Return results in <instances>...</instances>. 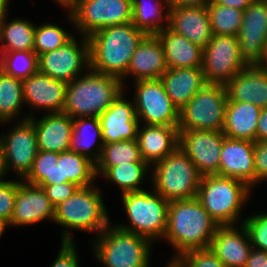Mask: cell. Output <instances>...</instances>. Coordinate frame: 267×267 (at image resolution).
I'll return each instance as SVG.
<instances>
[{"label": "cell", "instance_id": "obj_49", "mask_svg": "<svg viewBox=\"0 0 267 267\" xmlns=\"http://www.w3.org/2000/svg\"><path fill=\"white\" fill-rule=\"evenodd\" d=\"M214 0H168L169 8H177L183 6H201L207 7Z\"/></svg>", "mask_w": 267, "mask_h": 267}, {"label": "cell", "instance_id": "obj_55", "mask_svg": "<svg viewBox=\"0 0 267 267\" xmlns=\"http://www.w3.org/2000/svg\"><path fill=\"white\" fill-rule=\"evenodd\" d=\"M8 0H0V18L6 14Z\"/></svg>", "mask_w": 267, "mask_h": 267}, {"label": "cell", "instance_id": "obj_1", "mask_svg": "<svg viewBox=\"0 0 267 267\" xmlns=\"http://www.w3.org/2000/svg\"><path fill=\"white\" fill-rule=\"evenodd\" d=\"M145 36L132 22L97 30L88 37L89 68L100 74L117 77L122 82L133 53Z\"/></svg>", "mask_w": 267, "mask_h": 267}, {"label": "cell", "instance_id": "obj_38", "mask_svg": "<svg viewBox=\"0 0 267 267\" xmlns=\"http://www.w3.org/2000/svg\"><path fill=\"white\" fill-rule=\"evenodd\" d=\"M148 162H134L124 165L110 167L103 175L113 183L119 185L123 191L127 192L142 191L138 186L142 182L145 172L148 169Z\"/></svg>", "mask_w": 267, "mask_h": 267}, {"label": "cell", "instance_id": "obj_12", "mask_svg": "<svg viewBox=\"0 0 267 267\" xmlns=\"http://www.w3.org/2000/svg\"><path fill=\"white\" fill-rule=\"evenodd\" d=\"M135 108L138 120L147 125L178 126L179 111L165 92L162 81H136Z\"/></svg>", "mask_w": 267, "mask_h": 267}, {"label": "cell", "instance_id": "obj_24", "mask_svg": "<svg viewBox=\"0 0 267 267\" xmlns=\"http://www.w3.org/2000/svg\"><path fill=\"white\" fill-rule=\"evenodd\" d=\"M228 101L249 102L267 108V74L258 66H247L225 84Z\"/></svg>", "mask_w": 267, "mask_h": 267}, {"label": "cell", "instance_id": "obj_7", "mask_svg": "<svg viewBox=\"0 0 267 267\" xmlns=\"http://www.w3.org/2000/svg\"><path fill=\"white\" fill-rule=\"evenodd\" d=\"M93 187V184L79 187L56 206L54 222L71 229L101 233L109 225V219L100 191Z\"/></svg>", "mask_w": 267, "mask_h": 267}, {"label": "cell", "instance_id": "obj_6", "mask_svg": "<svg viewBox=\"0 0 267 267\" xmlns=\"http://www.w3.org/2000/svg\"><path fill=\"white\" fill-rule=\"evenodd\" d=\"M109 226L100 233V238L95 243L96 258L106 267H149L151 240Z\"/></svg>", "mask_w": 267, "mask_h": 267}, {"label": "cell", "instance_id": "obj_37", "mask_svg": "<svg viewBox=\"0 0 267 267\" xmlns=\"http://www.w3.org/2000/svg\"><path fill=\"white\" fill-rule=\"evenodd\" d=\"M0 70L24 80L38 71V56L32 51H11L0 58Z\"/></svg>", "mask_w": 267, "mask_h": 267}, {"label": "cell", "instance_id": "obj_15", "mask_svg": "<svg viewBox=\"0 0 267 267\" xmlns=\"http://www.w3.org/2000/svg\"><path fill=\"white\" fill-rule=\"evenodd\" d=\"M225 137L222 131L179 130L178 147L193 161L202 176L218 175Z\"/></svg>", "mask_w": 267, "mask_h": 267}, {"label": "cell", "instance_id": "obj_31", "mask_svg": "<svg viewBox=\"0 0 267 267\" xmlns=\"http://www.w3.org/2000/svg\"><path fill=\"white\" fill-rule=\"evenodd\" d=\"M88 118V119H87ZM93 132L91 133L89 130ZM89 129V130H88ZM93 134L91 137L89 134ZM90 136V137H89ZM96 137L97 139L99 138L101 143L99 144L100 151L99 153L95 154L93 151V158H91V154L88 152L91 151L92 145L96 142ZM95 138V139H94ZM102 134H101V124L99 121L98 117H82V118H74L73 119V131H72V136H71V141H70V147L69 150L78 154H81L82 156L90 159L94 164L98 162L100 159L101 153H102Z\"/></svg>", "mask_w": 267, "mask_h": 267}, {"label": "cell", "instance_id": "obj_27", "mask_svg": "<svg viewBox=\"0 0 267 267\" xmlns=\"http://www.w3.org/2000/svg\"><path fill=\"white\" fill-rule=\"evenodd\" d=\"M137 141L143 160L156 163L179 146L178 126L146 124L143 129H138Z\"/></svg>", "mask_w": 267, "mask_h": 267}, {"label": "cell", "instance_id": "obj_36", "mask_svg": "<svg viewBox=\"0 0 267 267\" xmlns=\"http://www.w3.org/2000/svg\"><path fill=\"white\" fill-rule=\"evenodd\" d=\"M213 35L237 36L243 20V11L225 7L212 1L207 5Z\"/></svg>", "mask_w": 267, "mask_h": 267}, {"label": "cell", "instance_id": "obj_25", "mask_svg": "<svg viewBox=\"0 0 267 267\" xmlns=\"http://www.w3.org/2000/svg\"><path fill=\"white\" fill-rule=\"evenodd\" d=\"M37 137V147L40 151H69L73 131V119L66 113H49L35 121L30 115Z\"/></svg>", "mask_w": 267, "mask_h": 267}, {"label": "cell", "instance_id": "obj_30", "mask_svg": "<svg viewBox=\"0 0 267 267\" xmlns=\"http://www.w3.org/2000/svg\"><path fill=\"white\" fill-rule=\"evenodd\" d=\"M7 14L0 18V42H2V53L11 51L34 52V34L36 25L23 19H14L6 24ZM6 24V25H5ZM6 43V44H4Z\"/></svg>", "mask_w": 267, "mask_h": 267}, {"label": "cell", "instance_id": "obj_16", "mask_svg": "<svg viewBox=\"0 0 267 267\" xmlns=\"http://www.w3.org/2000/svg\"><path fill=\"white\" fill-rule=\"evenodd\" d=\"M10 134L0 138L5 169L10 166L24 179L32 169L33 161L38 153L37 137L33 122L26 117L21 119Z\"/></svg>", "mask_w": 267, "mask_h": 267}, {"label": "cell", "instance_id": "obj_17", "mask_svg": "<svg viewBox=\"0 0 267 267\" xmlns=\"http://www.w3.org/2000/svg\"><path fill=\"white\" fill-rule=\"evenodd\" d=\"M123 98V91L98 118L101 124L102 144L136 140L139 120L135 104Z\"/></svg>", "mask_w": 267, "mask_h": 267}, {"label": "cell", "instance_id": "obj_54", "mask_svg": "<svg viewBox=\"0 0 267 267\" xmlns=\"http://www.w3.org/2000/svg\"><path fill=\"white\" fill-rule=\"evenodd\" d=\"M258 66L267 74V49L265 50L262 61L258 64Z\"/></svg>", "mask_w": 267, "mask_h": 267}, {"label": "cell", "instance_id": "obj_43", "mask_svg": "<svg viewBox=\"0 0 267 267\" xmlns=\"http://www.w3.org/2000/svg\"><path fill=\"white\" fill-rule=\"evenodd\" d=\"M19 187L17 181L0 182V219L7 224L10 223L14 211L16 192Z\"/></svg>", "mask_w": 267, "mask_h": 267}, {"label": "cell", "instance_id": "obj_5", "mask_svg": "<svg viewBox=\"0 0 267 267\" xmlns=\"http://www.w3.org/2000/svg\"><path fill=\"white\" fill-rule=\"evenodd\" d=\"M154 166L152 180L155 192L165 200L192 199L197 196L202 175L180 147L154 163Z\"/></svg>", "mask_w": 267, "mask_h": 267}, {"label": "cell", "instance_id": "obj_35", "mask_svg": "<svg viewBox=\"0 0 267 267\" xmlns=\"http://www.w3.org/2000/svg\"><path fill=\"white\" fill-rule=\"evenodd\" d=\"M22 80L0 70V121H9L23 103Z\"/></svg>", "mask_w": 267, "mask_h": 267}, {"label": "cell", "instance_id": "obj_47", "mask_svg": "<svg viewBox=\"0 0 267 267\" xmlns=\"http://www.w3.org/2000/svg\"><path fill=\"white\" fill-rule=\"evenodd\" d=\"M245 267H267V251L252 248Z\"/></svg>", "mask_w": 267, "mask_h": 267}, {"label": "cell", "instance_id": "obj_44", "mask_svg": "<svg viewBox=\"0 0 267 267\" xmlns=\"http://www.w3.org/2000/svg\"><path fill=\"white\" fill-rule=\"evenodd\" d=\"M75 250L69 232L65 231L61 250L51 267H78V258Z\"/></svg>", "mask_w": 267, "mask_h": 267}, {"label": "cell", "instance_id": "obj_28", "mask_svg": "<svg viewBox=\"0 0 267 267\" xmlns=\"http://www.w3.org/2000/svg\"><path fill=\"white\" fill-rule=\"evenodd\" d=\"M260 111V107L249 102L227 101L223 134L255 142Z\"/></svg>", "mask_w": 267, "mask_h": 267}, {"label": "cell", "instance_id": "obj_23", "mask_svg": "<svg viewBox=\"0 0 267 267\" xmlns=\"http://www.w3.org/2000/svg\"><path fill=\"white\" fill-rule=\"evenodd\" d=\"M163 45L157 35H146L135 49L127 73L136 80L159 79L167 71Z\"/></svg>", "mask_w": 267, "mask_h": 267}, {"label": "cell", "instance_id": "obj_10", "mask_svg": "<svg viewBox=\"0 0 267 267\" xmlns=\"http://www.w3.org/2000/svg\"><path fill=\"white\" fill-rule=\"evenodd\" d=\"M132 7V0H77L69 16L83 35L89 37L104 27L131 22Z\"/></svg>", "mask_w": 267, "mask_h": 267}, {"label": "cell", "instance_id": "obj_33", "mask_svg": "<svg viewBox=\"0 0 267 267\" xmlns=\"http://www.w3.org/2000/svg\"><path fill=\"white\" fill-rule=\"evenodd\" d=\"M62 183L73 182L79 187L91 186L96 177L95 164L81 154L66 151L60 153Z\"/></svg>", "mask_w": 267, "mask_h": 267}, {"label": "cell", "instance_id": "obj_20", "mask_svg": "<svg viewBox=\"0 0 267 267\" xmlns=\"http://www.w3.org/2000/svg\"><path fill=\"white\" fill-rule=\"evenodd\" d=\"M168 28L204 48L213 37L207 7L183 6L168 9Z\"/></svg>", "mask_w": 267, "mask_h": 267}, {"label": "cell", "instance_id": "obj_2", "mask_svg": "<svg viewBox=\"0 0 267 267\" xmlns=\"http://www.w3.org/2000/svg\"><path fill=\"white\" fill-rule=\"evenodd\" d=\"M218 226L196 197L169 201L164 237L178 251L172 261L188 251L208 249Z\"/></svg>", "mask_w": 267, "mask_h": 267}, {"label": "cell", "instance_id": "obj_14", "mask_svg": "<svg viewBox=\"0 0 267 267\" xmlns=\"http://www.w3.org/2000/svg\"><path fill=\"white\" fill-rule=\"evenodd\" d=\"M239 57L247 66L258 65L267 48V1L255 0L243 11L239 33Z\"/></svg>", "mask_w": 267, "mask_h": 267}, {"label": "cell", "instance_id": "obj_40", "mask_svg": "<svg viewBox=\"0 0 267 267\" xmlns=\"http://www.w3.org/2000/svg\"><path fill=\"white\" fill-rule=\"evenodd\" d=\"M59 160V153L52 151L38 150L32 165V169L24 178L27 183L45 187L51 185V172L57 161Z\"/></svg>", "mask_w": 267, "mask_h": 267}, {"label": "cell", "instance_id": "obj_51", "mask_svg": "<svg viewBox=\"0 0 267 267\" xmlns=\"http://www.w3.org/2000/svg\"><path fill=\"white\" fill-rule=\"evenodd\" d=\"M51 184H62V171L60 167V153L59 160L57 165L54 166L53 171L51 172Z\"/></svg>", "mask_w": 267, "mask_h": 267}, {"label": "cell", "instance_id": "obj_32", "mask_svg": "<svg viewBox=\"0 0 267 267\" xmlns=\"http://www.w3.org/2000/svg\"><path fill=\"white\" fill-rule=\"evenodd\" d=\"M134 162H146L142 158L137 139L103 144L100 159L95 164V173L104 174L110 167Z\"/></svg>", "mask_w": 267, "mask_h": 267}, {"label": "cell", "instance_id": "obj_48", "mask_svg": "<svg viewBox=\"0 0 267 267\" xmlns=\"http://www.w3.org/2000/svg\"><path fill=\"white\" fill-rule=\"evenodd\" d=\"M267 140V108H262L259 114L256 141Z\"/></svg>", "mask_w": 267, "mask_h": 267}, {"label": "cell", "instance_id": "obj_34", "mask_svg": "<svg viewBox=\"0 0 267 267\" xmlns=\"http://www.w3.org/2000/svg\"><path fill=\"white\" fill-rule=\"evenodd\" d=\"M167 3L168 0H163ZM159 2V3H158ZM161 0H157V4L146 5L144 0H132V24L139 30L143 31L146 35H157L161 30L168 27V11L166 19L167 26L160 25L159 20L162 17L163 6H161ZM157 21V22H156Z\"/></svg>", "mask_w": 267, "mask_h": 267}, {"label": "cell", "instance_id": "obj_22", "mask_svg": "<svg viewBox=\"0 0 267 267\" xmlns=\"http://www.w3.org/2000/svg\"><path fill=\"white\" fill-rule=\"evenodd\" d=\"M23 99L36 108L62 113L65 104L66 83L39 71L22 80Z\"/></svg>", "mask_w": 267, "mask_h": 267}, {"label": "cell", "instance_id": "obj_26", "mask_svg": "<svg viewBox=\"0 0 267 267\" xmlns=\"http://www.w3.org/2000/svg\"><path fill=\"white\" fill-rule=\"evenodd\" d=\"M160 80L178 111L207 84L202 67L167 68Z\"/></svg>", "mask_w": 267, "mask_h": 267}, {"label": "cell", "instance_id": "obj_46", "mask_svg": "<svg viewBox=\"0 0 267 267\" xmlns=\"http://www.w3.org/2000/svg\"><path fill=\"white\" fill-rule=\"evenodd\" d=\"M255 183L267 179V140L254 142Z\"/></svg>", "mask_w": 267, "mask_h": 267}, {"label": "cell", "instance_id": "obj_56", "mask_svg": "<svg viewBox=\"0 0 267 267\" xmlns=\"http://www.w3.org/2000/svg\"><path fill=\"white\" fill-rule=\"evenodd\" d=\"M6 225H8V224H7L5 221H2V220L0 219V237H1V235L3 234Z\"/></svg>", "mask_w": 267, "mask_h": 267}, {"label": "cell", "instance_id": "obj_18", "mask_svg": "<svg viewBox=\"0 0 267 267\" xmlns=\"http://www.w3.org/2000/svg\"><path fill=\"white\" fill-rule=\"evenodd\" d=\"M218 175L255 184L254 142L224 138L221 148Z\"/></svg>", "mask_w": 267, "mask_h": 267}, {"label": "cell", "instance_id": "obj_57", "mask_svg": "<svg viewBox=\"0 0 267 267\" xmlns=\"http://www.w3.org/2000/svg\"><path fill=\"white\" fill-rule=\"evenodd\" d=\"M168 267H179L174 261H171Z\"/></svg>", "mask_w": 267, "mask_h": 267}, {"label": "cell", "instance_id": "obj_29", "mask_svg": "<svg viewBox=\"0 0 267 267\" xmlns=\"http://www.w3.org/2000/svg\"><path fill=\"white\" fill-rule=\"evenodd\" d=\"M157 36L163 45L168 68L202 67L203 48L168 27Z\"/></svg>", "mask_w": 267, "mask_h": 267}, {"label": "cell", "instance_id": "obj_42", "mask_svg": "<svg viewBox=\"0 0 267 267\" xmlns=\"http://www.w3.org/2000/svg\"><path fill=\"white\" fill-rule=\"evenodd\" d=\"M242 225L248 232L252 248L267 251V214L250 216Z\"/></svg>", "mask_w": 267, "mask_h": 267}, {"label": "cell", "instance_id": "obj_9", "mask_svg": "<svg viewBox=\"0 0 267 267\" xmlns=\"http://www.w3.org/2000/svg\"><path fill=\"white\" fill-rule=\"evenodd\" d=\"M134 191L123 194V204L132 228L117 226L125 231L144 236L149 240L164 237L167 230L168 205L157 192Z\"/></svg>", "mask_w": 267, "mask_h": 267}, {"label": "cell", "instance_id": "obj_11", "mask_svg": "<svg viewBox=\"0 0 267 267\" xmlns=\"http://www.w3.org/2000/svg\"><path fill=\"white\" fill-rule=\"evenodd\" d=\"M239 40L232 35H213L203 48L202 71L207 84L225 85L247 65L239 57Z\"/></svg>", "mask_w": 267, "mask_h": 267}, {"label": "cell", "instance_id": "obj_3", "mask_svg": "<svg viewBox=\"0 0 267 267\" xmlns=\"http://www.w3.org/2000/svg\"><path fill=\"white\" fill-rule=\"evenodd\" d=\"M122 91L119 78L91 70L66 84L63 113L72 119L99 117Z\"/></svg>", "mask_w": 267, "mask_h": 267}, {"label": "cell", "instance_id": "obj_13", "mask_svg": "<svg viewBox=\"0 0 267 267\" xmlns=\"http://www.w3.org/2000/svg\"><path fill=\"white\" fill-rule=\"evenodd\" d=\"M74 38L55 50L39 55L38 71L67 84L79 76L83 67H90L88 37L84 36L81 47Z\"/></svg>", "mask_w": 267, "mask_h": 267}, {"label": "cell", "instance_id": "obj_4", "mask_svg": "<svg viewBox=\"0 0 267 267\" xmlns=\"http://www.w3.org/2000/svg\"><path fill=\"white\" fill-rule=\"evenodd\" d=\"M251 187L245 182L219 175L201 177L196 198L219 225L235 224Z\"/></svg>", "mask_w": 267, "mask_h": 267}, {"label": "cell", "instance_id": "obj_39", "mask_svg": "<svg viewBox=\"0 0 267 267\" xmlns=\"http://www.w3.org/2000/svg\"><path fill=\"white\" fill-rule=\"evenodd\" d=\"M73 36L54 24L36 27L34 34V52L37 56L55 50L67 43Z\"/></svg>", "mask_w": 267, "mask_h": 267}, {"label": "cell", "instance_id": "obj_50", "mask_svg": "<svg viewBox=\"0 0 267 267\" xmlns=\"http://www.w3.org/2000/svg\"><path fill=\"white\" fill-rule=\"evenodd\" d=\"M217 4L225 7L236 8L244 11L247 9L255 0H214Z\"/></svg>", "mask_w": 267, "mask_h": 267}, {"label": "cell", "instance_id": "obj_21", "mask_svg": "<svg viewBox=\"0 0 267 267\" xmlns=\"http://www.w3.org/2000/svg\"><path fill=\"white\" fill-rule=\"evenodd\" d=\"M219 225L209 249L226 267H245L252 245L245 226ZM238 230V231H237Z\"/></svg>", "mask_w": 267, "mask_h": 267}, {"label": "cell", "instance_id": "obj_41", "mask_svg": "<svg viewBox=\"0 0 267 267\" xmlns=\"http://www.w3.org/2000/svg\"><path fill=\"white\" fill-rule=\"evenodd\" d=\"M174 262L179 267H226L209 248L188 251Z\"/></svg>", "mask_w": 267, "mask_h": 267}, {"label": "cell", "instance_id": "obj_53", "mask_svg": "<svg viewBox=\"0 0 267 267\" xmlns=\"http://www.w3.org/2000/svg\"><path fill=\"white\" fill-rule=\"evenodd\" d=\"M6 172H7V171H6V169H5V163H4L3 152H2V149H1V147H0V178H1L2 176H4ZM1 181H2V180L0 179V182H1Z\"/></svg>", "mask_w": 267, "mask_h": 267}, {"label": "cell", "instance_id": "obj_52", "mask_svg": "<svg viewBox=\"0 0 267 267\" xmlns=\"http://www.w3.org/2000/svg\"><path fill=\"white\" fill-rule=\"evenodd\" d=\"M55 1H57L61 5H64L67 8L69 7L70 12L75 8L77 4V0H55Z\"/></svg>", "mask_w": 267, "mask_h": 267}, {"label": "cell", "instance_id": "obj_45", "mask_svg": "<svg viewBox=\"0 0 267 267\" xmlns=\"http://www.w3.org/2000/svg\"><path fill=\"white\" fill-rule=\"evenodd\" d=\"M79 188L73 182H66L62 184H51L44 187L47 197L50 202L56 207L60 203L66 201Z\"/></svg>", "mask_w": 267, "mask_h": 267}, {"label": "cell", "instance_id": "obj_8", "mask_svg": "<svg viewBox=\"0 0 267 267\" xmlns=\"http://www.w3.org/2000/svg\"><path fill=\"white\" fill-rule=\"evenodd\" d=\"M227 101L225 85L206 84L179 110L178 130L223 131Z\"/></svg>", "mask_w": 267, "mask_h": 267}, {"label": "cell", "instance_id": "obj_19", "mask_svg": "<svg viewBox=\"0 0 267 267\" xmlns=\"http://www.w3.org/2000/svg\"><path fill=\"white\" fill-rule=\"evenodd\" d=\"M55 206L43 187L19 181L14 211L9 225L33 224L44 219L54 220Z\"/></svg>", "mask_w": 267, "mask_h": 267}]
</instances>
